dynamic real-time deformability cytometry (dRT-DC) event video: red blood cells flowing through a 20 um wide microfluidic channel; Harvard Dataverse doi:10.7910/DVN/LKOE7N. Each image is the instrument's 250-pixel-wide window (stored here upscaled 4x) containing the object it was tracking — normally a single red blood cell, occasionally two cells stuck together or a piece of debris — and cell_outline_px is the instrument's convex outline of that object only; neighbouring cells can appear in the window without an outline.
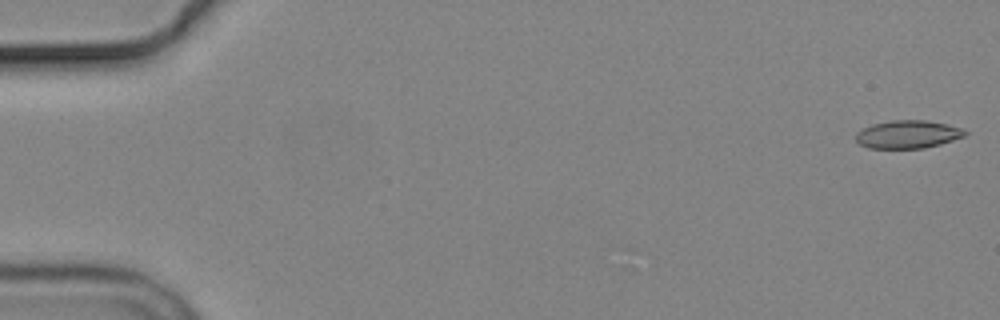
{"species": "common noctule bat (a hibernating species)", "species_latin": "Nyctalus noctula", "temperature_condition": "cold", "stored_images_in_passage": 6, "camera_frame_rate_fps": 3000, "um_per_image_px": 0.085, "animal": {"sex": "male", "body_mass_g": 19.2, "forearm_length_mm": 51.8}, "frame": {"image": 1, "passage_image": 1, "time_ms": 0.0, "image_size_px": [1000, 320], "cell_outline_px": [[968, 132], [964, 136], [940, 144], [924, 148], [868, 148], [860, 144], [856, 140], [856, 132], [872, 124], [892, 120], [924, 120], [948, 124], [964, 128]], "centroid_in_image_um": [77.18, 11.41], "position_along_channel_um": 7.8, "area_um2": 17.8}}
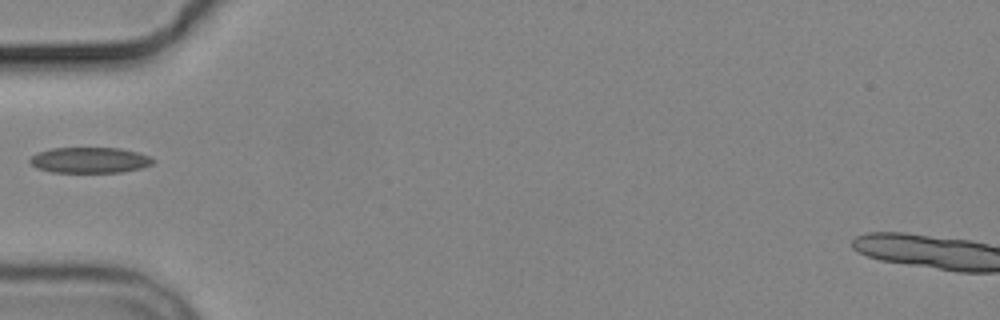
{"frame": {"image": 2, "passage_image": 5, "time_ms": 6.0, "image_size_px": [1000, 320], "cell_outline_px": [[156, 160], [152, 164], [140, 168], [120, 172], [52, 172], [36, 168], [28, 160], [36, 152], [52, 148], [120, 148], [136, 152], [148, 156]], "centroid_in_image_um": [7.59, 13.61], "position_along_channel_um": 77.4, "area_um2": 18.38}}
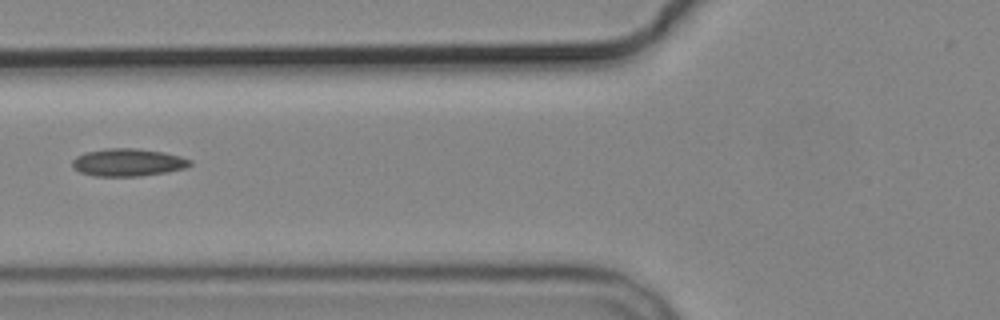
{"frame": {"image": 3, "passage_image": 6, "time_ms": 7.0, "image_size_px": [1000, 320], "cell_outline_px": [[192, 164], [188, 168], [168, 172], [140, 176], [96, 176], [80, 172], [72, 168], [72, 160], [76, 156], [84, 152], [108, 148], [136, 148], [164, 152], [180, 156], [192, 160]], "centroid_in_image_um": [10.89, 13.8], "position_along_channel_um": 114.9, "area_um2": 19.19}}